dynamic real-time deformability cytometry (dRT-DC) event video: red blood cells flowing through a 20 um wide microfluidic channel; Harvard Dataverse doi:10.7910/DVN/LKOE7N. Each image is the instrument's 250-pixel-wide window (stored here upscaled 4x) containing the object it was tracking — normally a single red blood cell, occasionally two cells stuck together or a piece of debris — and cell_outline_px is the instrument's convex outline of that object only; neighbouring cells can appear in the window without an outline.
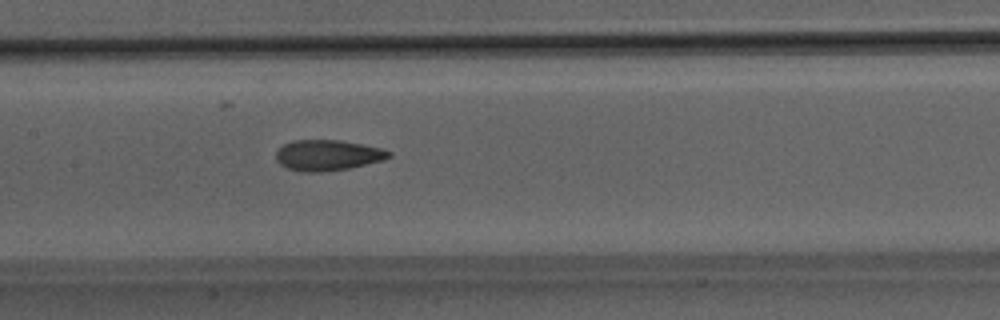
{"species": "Egyptian fruit bat (a non-hibernating species)", "species_latin": "Rousettus aegyptiacus", "temperature_condition": "room temperature", "stored_images_in_passage": 51, "camera_frame_rate_fps": 3000, "um_per_image_px": 0.085, "animal": {"sex": "male"}, "frame": {"image": 1, "passage_image": 25, "time_ms": 8.0, "image_size_px": [1000, 320], "cell_outline_px": [[392, 156], [384, 160], [348, 168], [320, 172], [304, 172], [288, 168], [280, 164], [276, 160], [276, 152], [284, 144], [292, 140], [340, 140], [384, 148], [392, 152]], "centroid_in_image_um": [27.88, 13.18], "position_along_channel_um": 179.5, "area_um2": 20.23}}
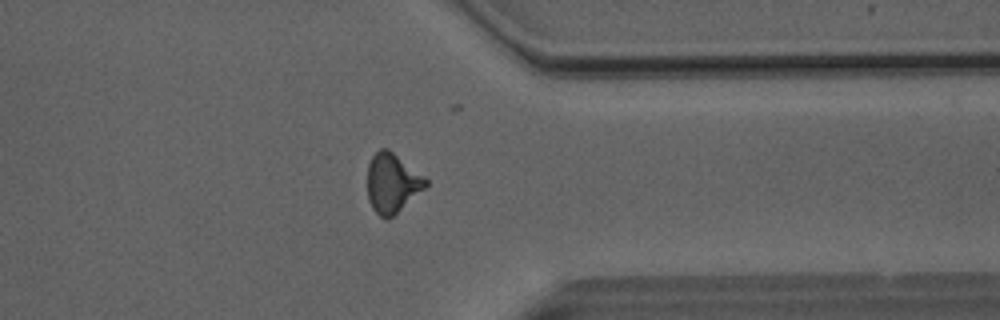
{"frame": {"image": 2, "passage_image": 40, "time_ms": 13.0, "image_size_px": [1000, 320], "cell_outline_px": [[428, 184], [424, 188], [388, 220], [384, 220], [372, 208], [368, 200], [368, 164], [372, 156], [380, 148], [388, 148], [424, 176], [428, 180]], "centroid_in_image_um": [33.31, 15.55], "position_along_channel_um": 378.1, "area_um2": 20.0}}
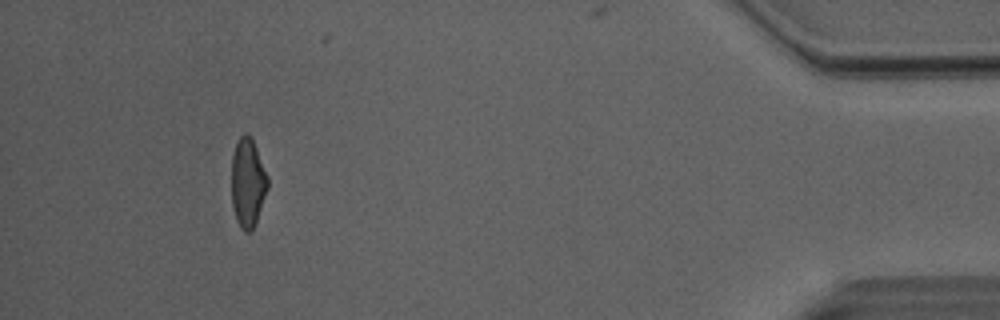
{"frame": {"image": 3, "passage_image": 47, "time_ms": 15.333, "image_size_px": [1000, 320], "cell_outline_px": [[268, 188], [256, 224], [252, 232], [244, 232], [240, 228], [236, 220], [232, 204], [232, 152], [240, 136], [244, 132], [248, 132], [252, 136], [268, 176]], "centroid_in_image_um": [21.07, 15.53], "position_along_channel_um": 414.1, "area_um2": 19.19}, "authors_computed_cell_mechanics": {"area_um2": 20.1722, "velocity_mm_per_s": 4.0861, "shape_relaxation_time_tau1_ms": 6.3222, "shape_relaxation_time_tau2_ms": 2.008, "deformation_change_tau1": 0.1572, "deformation_change_tau2": 0.0898}}